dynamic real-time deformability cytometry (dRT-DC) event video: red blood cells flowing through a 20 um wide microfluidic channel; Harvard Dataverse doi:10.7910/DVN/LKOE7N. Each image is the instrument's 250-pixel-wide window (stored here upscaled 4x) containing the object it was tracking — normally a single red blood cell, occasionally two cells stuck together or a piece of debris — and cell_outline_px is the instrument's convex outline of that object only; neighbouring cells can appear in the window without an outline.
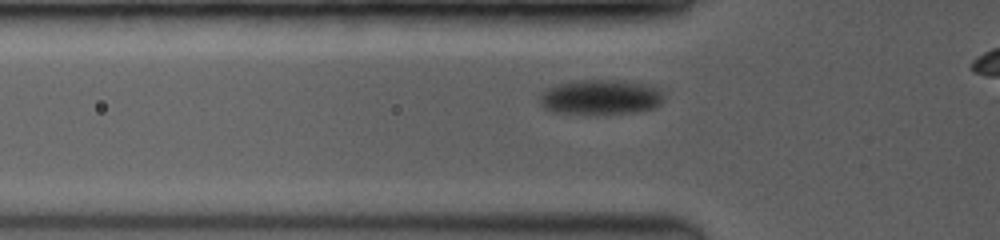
{"species": "common noctule bat (a hibernating species)", "species_latin": "Nyctalus noctula", "temperature_condition": "room temperature", "stored_images_in_passage": 8, "camera_frame_rate_fps": 3500, "um_per_image_px": 0.085, "animal": {"sex": "female", "body_mass_g": 19.0, "forearm_length_mm": 53.3}, "frame": {"image": 1, "passage_image": 3, "time_ms": 0.857, "image_size_px": [1000, 240], "cell_outline_px": [[664, 100], [656, 108], [636, 112], [604, 116], [580, 116], [548, 112], [540, 104], [540, 96], [548, 88], [556, 84], [576, 80], [612, 80], [648, 84], [660, 88], [664, 96]], "centroid_in_image_um": [51.04, 8.32], "position_along_channel_um": 74.8, "area_um2": 26.59}}
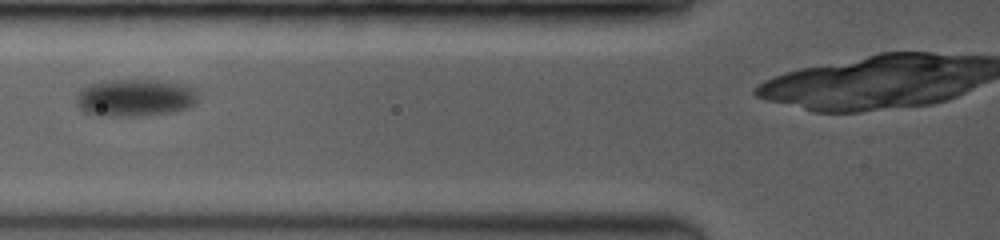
{"frame": {"image": 2, "passage_image": 5, "time_ms": 2.0, "image_size_px": [1000, 240], "cell_outline_px": [[200, 96], [196, 104], [188, 108], [172, 112], [140, 116], [100, 116], [84, 112], [76, 104], [76, 92], [92, 84], [108, 80], [168, 80], [184, 84], [196, 88]], "centroid_in_image_um": [11.55, 8.3], "position_along_channel_um": 114.3, "area_um2": 27.11}}
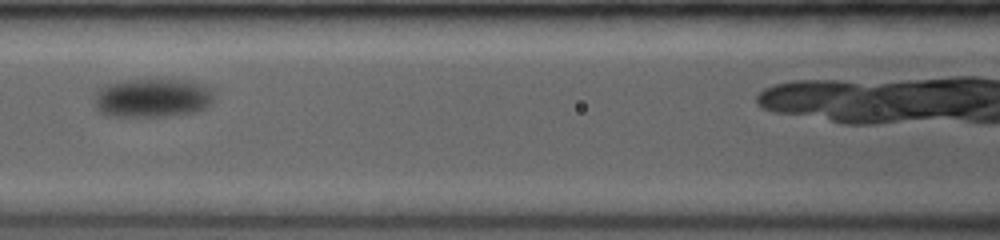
{"frame": {"image": 3, "passage_image": 7, "time_ms": 3.143, "image_size_px": [1000, 240], "cell_outline_px": [[216, 100], [204, 108], [196, 112], [164, 116], [104, 116], [96, 108], [96, 88], [104, 84], [120, 80], [196, 80], [216, 88]], "centroid_in_image_um": [13.04, 8.3], "position_along_channel_um": 153.6, "area_um2": 27.98}}